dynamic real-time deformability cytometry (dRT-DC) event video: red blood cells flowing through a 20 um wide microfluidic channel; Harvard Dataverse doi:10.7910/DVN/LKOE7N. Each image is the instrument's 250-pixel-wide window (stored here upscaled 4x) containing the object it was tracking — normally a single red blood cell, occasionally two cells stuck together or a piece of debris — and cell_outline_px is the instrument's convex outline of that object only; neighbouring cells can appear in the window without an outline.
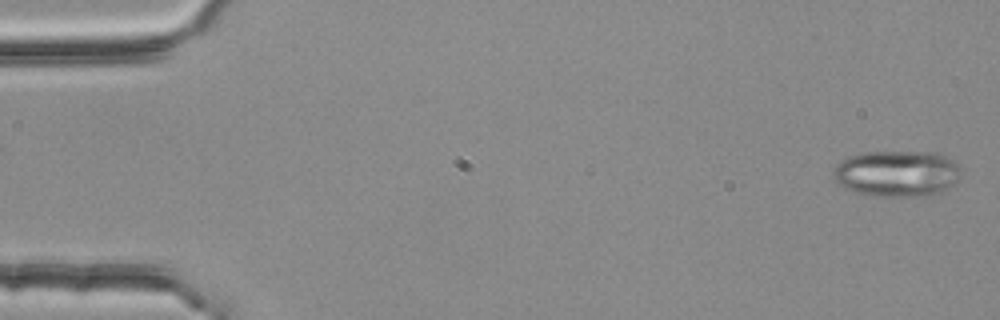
{"species": "common noctule bat (a hibernating species)", "species_latin": "Nyctalus noctula", "temperature_condition": "room temperature", "stored_images_in_passage": 4, "camera_frame_rate_fps": 3000, "um_per_image_px": 0.085, "animal": {"sex": "female", "body_mass_g": 25.1}, "frame": {"image": 1, "passage_image": 4, "time_ms": 1.0, "image_size_px": [1000, 320], "cell_outline_px": [[960, 172], [956, 184], [932, 196], [872, 196], [856, 192], [844, 188], [836, 180], [832, 172], [836, 164], [840, 160], [848, 156], [868, 152], [936, 152], [952, 160], [960, 168]], "centroid_in_image_um": [76.24, 14.76], "position_along_channel_um": 8.8, "area_um2": 34.56}}